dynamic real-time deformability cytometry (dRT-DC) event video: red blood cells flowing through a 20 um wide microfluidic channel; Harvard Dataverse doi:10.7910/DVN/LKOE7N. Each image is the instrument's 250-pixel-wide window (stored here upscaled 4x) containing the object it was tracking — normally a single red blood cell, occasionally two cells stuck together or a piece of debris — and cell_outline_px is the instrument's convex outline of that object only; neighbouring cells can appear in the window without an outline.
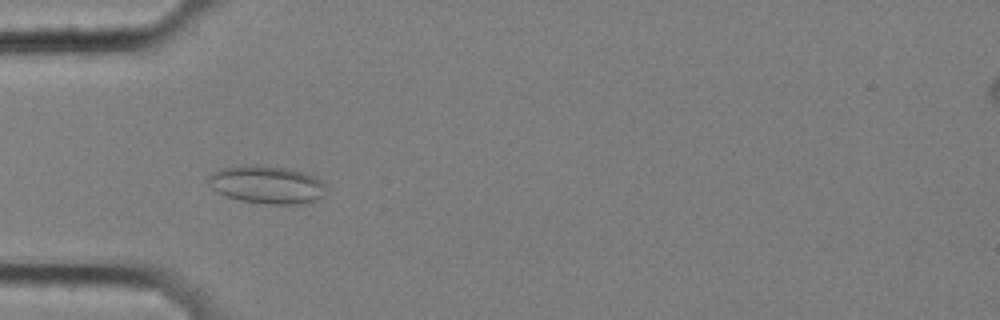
{"species": "common noctule bat (a hibernating species)", "species_latin": "Nyctalus noctula", "temperature_condition": "cold", "stored_images_in_passage": 50, "camera_frame_rate_fps": 3000, "um_per_image_px": 0.085, "animal": {"sex": "female", "body_mass_g": 25.1}, "frame": {"image": 1, "passage_image": 10, "time_ms": 3.0, "image_size_px": [1000, 320], "cell_outline_px": [[324, 200], [312, 204], [264, 204], [240, 200], [224, 196], [216, 192], [208, 184], [208, 176], [212, 172], [220, 168], [288, 168], [304, 172], [316, 176], [324, 184]], "centroid_in_image_um": [22.76, 15.77], "position_along_channel_um": 62.2, "area_um2": 25.72}}
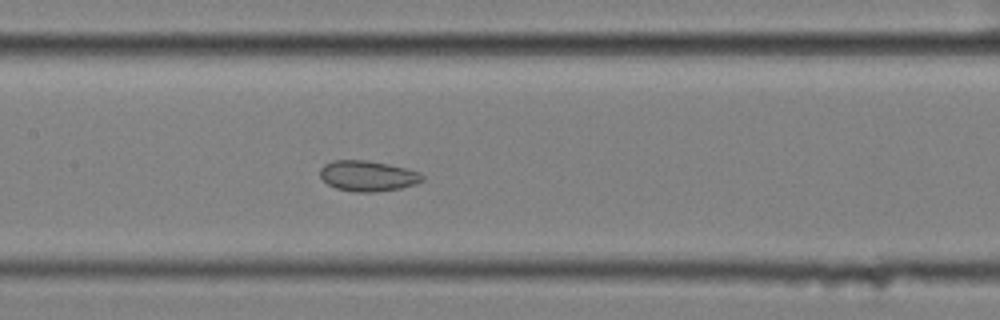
{"frame": {"image": 2, "passage_image": 20, "time_ms": 6.333, "image_size_px": [1000, 320], "cell_outline_px": [[424, 180], [416, 184], [400, 188], [376, 192], [352, 192], [336, 188], [328, 184], [320, 176], [320, 168], [324, 164], [332, 160], [368, 160], [388, 164], [420, 172], [424, 176]], "centroid_in_image_um": [31.25, 14.95], "position_along_channel_um": 176.1, "area_um2": 18.32}}
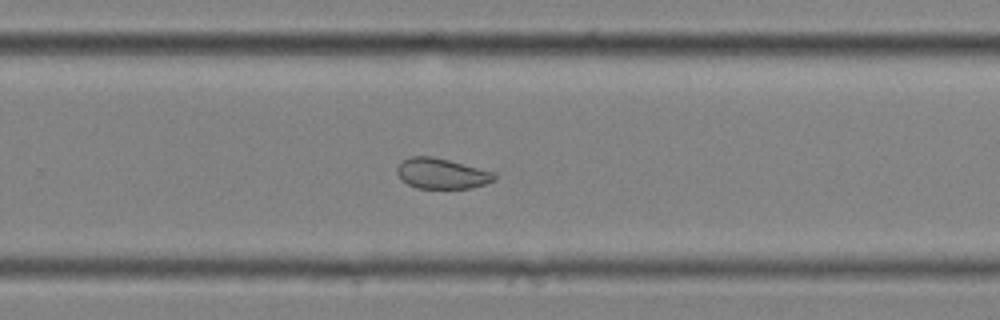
{"frame": {"image": 3, "passage_image": 30, "time_ms": 9.667, "image_size_px": [1000, 320], "cell_outline_px": [[496, 180], [472, 188], [416, 188], [408, 184], [396, 172], [396, 168], [400, 160], [412, 156], [432, 156], [496, 172]], "centroid_in_image_um": [37.55, 14.74], "position_along_channel_um": 292.3, "area_um2": 17.34}, "authors_computed_cell_mechanics": {"area_um2": 21.2993, "velocity_mm_per_s": 3.4909, "shape_relaxation_time_tau1_ms": null, "shape_relaxation_time_tau2_ms": 1.9787, "deformation_change_tau1": null, "deformation_change_tau2": 0.071}}